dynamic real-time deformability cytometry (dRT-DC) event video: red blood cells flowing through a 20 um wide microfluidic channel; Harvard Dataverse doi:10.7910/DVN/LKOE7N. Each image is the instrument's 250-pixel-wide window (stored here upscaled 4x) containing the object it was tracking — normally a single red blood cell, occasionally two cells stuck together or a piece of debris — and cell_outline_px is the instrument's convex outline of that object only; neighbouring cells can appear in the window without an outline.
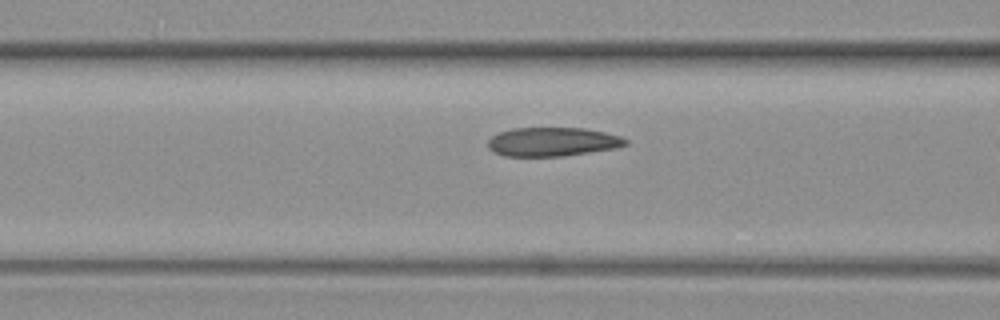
{"species": "common noctule bat (a hibernating species)", "species_latin": "Nyctalus noctula", "temperature_condition": "warm", "stored_images_in_passage": 9, "camera_frame_rate_fps": 3000, "um_per_image_px": 0.085, "animal": {"sex": "female", "body_mass_g": 19.3, "forearm_length_mm": 54.1}, "frame": {"image": 1, "passage_image": 7, "time_ms": 2.0, "image_size_px": [1000, 320], "cell_outline_px": [[628, 144], [616, 148], [560, 156], [504, 156], [488, 148], [488, 140], [492, 136], [500, 132], [512, 128], [584, 128], [604, 132], [620, 136], [628, 140]], "centroid_in_image_um": [46.96, 12.05], "position_along_channel_um": 119.6, "area_um2": 23.0}}